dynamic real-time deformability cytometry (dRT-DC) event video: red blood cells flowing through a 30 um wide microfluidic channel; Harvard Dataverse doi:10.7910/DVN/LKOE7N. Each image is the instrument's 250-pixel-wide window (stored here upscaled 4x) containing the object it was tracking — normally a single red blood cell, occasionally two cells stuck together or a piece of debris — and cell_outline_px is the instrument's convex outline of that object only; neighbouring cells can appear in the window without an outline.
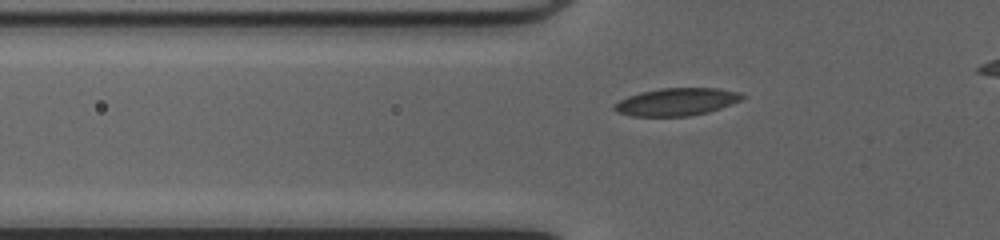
{"species": "common noctule bat (a hibernating species)", "species_latin": "Nyctalus noctula", "temperature_condition": "cold", "stored_images_in_passage": 42, "camera_frame_rate_fps": 3000, "um_per_image_px": 0.085, "animal": {"sex": "female", "body_mass_g": 20.0, "forearm_length_mm": 54.0}, "frame": {"image": 1, "passage_image": 14, "time_ms": 4.333, "image_size_px": [1000, 240], "cell_outline_px": [[744, 96], [740, 100], [720, 108], [708, 112], [688, 116], [632, 116], [616, 112], [612, 108], [612, 104], [628, 96], [640, 92], [660, 88], [720, 88], [740, 92]], "centroid_in_image_um": [57.46, 8.65], "position_along_channel_um": 68.3, "area_um2": 20.58}}
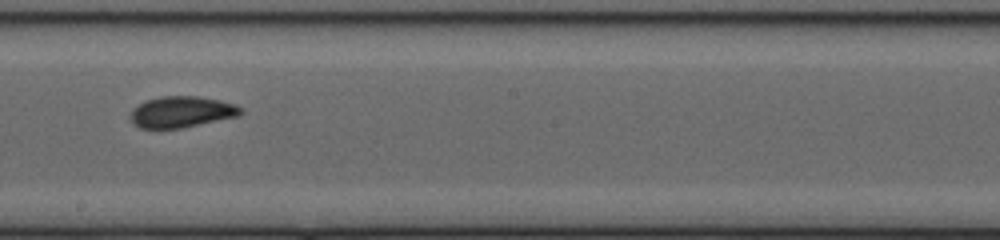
{"frame": {"image": 2, "passage_image": 26, "time_ms": 8.333, "image_size_px": [1000, 240], "cell_outline_px": [[244, 112], [240, 116], [180, 128], [140, 128], [128, 116], [132, 108], [144, 100], [160, 96], [196, 96], [220, 100], [236, 104], [244, 108]], "centroid_in_image_um": [15.45, 9.5], "position_along_channel_um": 232.7, "area_um2": 20.29}}
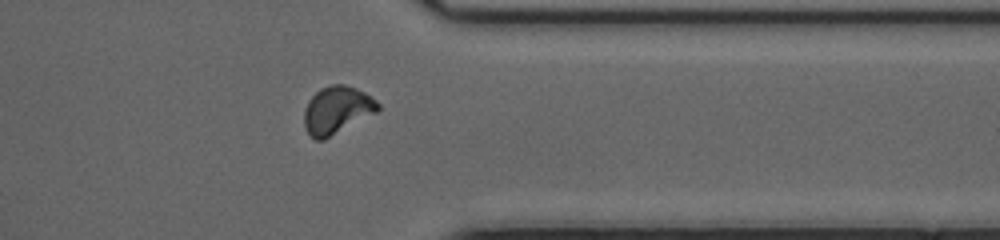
{"frame": {"image": 3, "passage_image": 37, "time_ms": 12.0, "image_size_px": [1000, 240], "cell_outline_px": [[380, 108], [376, 112], [324, 140], [316, 140], [304, 128], [304, 108], [308, 100], [320, 88], [332, 84], [344, 84], [356, 88], [372, 96], [380, 104]], "centroid_in_image_um": [28.63, 9.34], "position_along_channel_um": 382.8, "area_um2": 20.46}}